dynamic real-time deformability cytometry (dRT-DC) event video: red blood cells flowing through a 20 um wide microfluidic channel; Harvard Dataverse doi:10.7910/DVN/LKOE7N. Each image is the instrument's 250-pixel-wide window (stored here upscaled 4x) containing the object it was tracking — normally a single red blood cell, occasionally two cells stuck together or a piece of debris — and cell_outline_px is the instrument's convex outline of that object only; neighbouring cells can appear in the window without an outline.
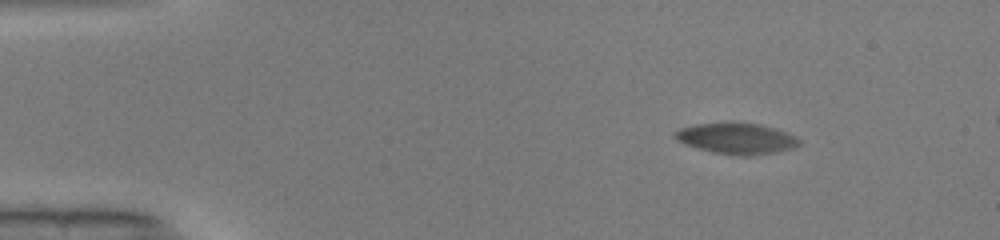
{"species": "common noctule bat (a hibernating species)", "species_latin": "Nyctalus noctula", "temperature_condition": "warm", "stored_images_in_passage": 11, "camera_frame_rate_fps": 3000, "um_per_image_px": 0.085, "animal": {"sex": "male", "body_mass_g": 19.0, "forearm_length_mm": 50.8}, "frame": {"image": 1, "passage_image": 1, "time_ms": 0.0, "image_size_px": [1000, 240], "cell_outline_px": [[800, 140], [792, 148], [772, 152], [744, 156], [716, 152], [684, 144], [676, 140], [676, 132], [680, 128], [696, 124], [756, 124], [772, 128], [792, 136]], "centroid_in_image_um": [62.54, 11.78], "position_along_channel_um": 22.5, "area_um2": 21.04}}